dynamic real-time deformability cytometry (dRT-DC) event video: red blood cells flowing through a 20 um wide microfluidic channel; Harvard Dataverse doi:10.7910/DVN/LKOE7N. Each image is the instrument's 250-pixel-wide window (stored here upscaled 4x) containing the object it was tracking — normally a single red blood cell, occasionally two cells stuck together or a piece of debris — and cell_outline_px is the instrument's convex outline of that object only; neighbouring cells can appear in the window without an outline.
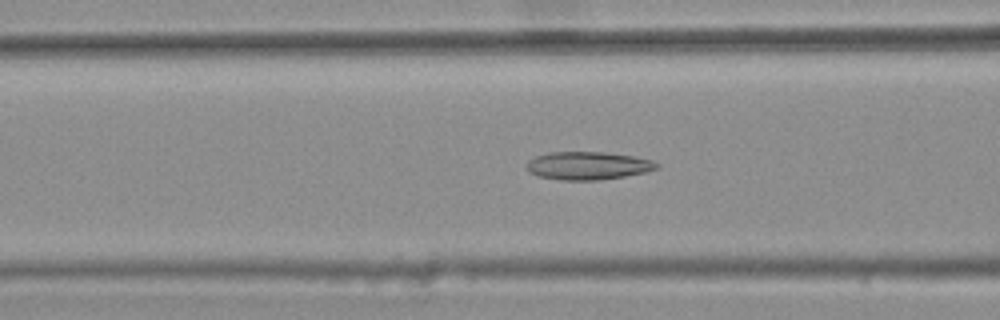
{"species": "common noctule bat (a hibernating species)", "species_latin": "Nyctalus noctula", "temperature_condition": "warm", "stored_images_in_passage": 46, "camera_frame_rate_fps": 3000, "um_per_image_px": 0.085, "animal": {"sex": "female", "body_mass_g": 25.1}, "frame": {"image": 1, "passage_image": 21, "time_ms": 6.667, "image_size_px": [1000, 320], "cell_outline_px": [[660, 168], [644, 172], [624, 176], [600, 180], [560, 180], [540, 176], [528, 172], [524, 168], [524, 164], [528, 160], [536, 156], [548, 152], [604, 152], [632, 156], [652, 160], [660, 164]], "centroid_in_image_um": [49.93, 14.08], "position_along_channel_um": 116.7, "area_um2": 21.39}}
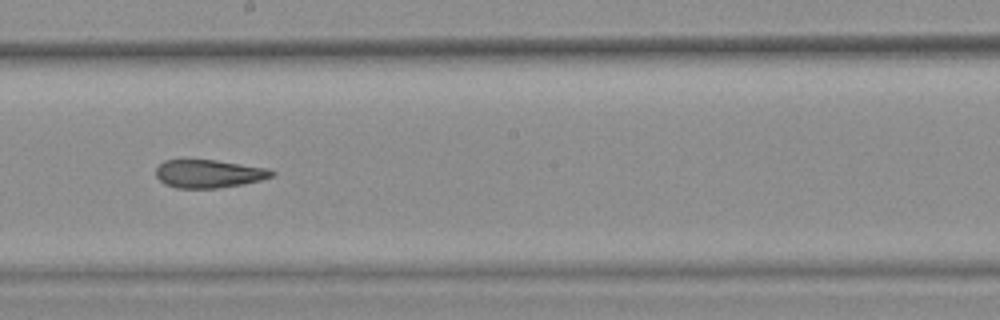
{"frame": {"image": 2, "passage_image": 30, "time_ms": 9.667, "image_size_px": [1000, 320], "cell_outline_px": [[276, 172], [272, 176], [260, 180], [244, 184], [216, 188], [176, 188], [164, 184], [156, 176], [156, 168], [164, 160], [216, 160], [268, 168]], "centroid_in_image_um": [17.74, 14.77], "position_along_channel_um": 230.5, "area_um2": 18.96}}
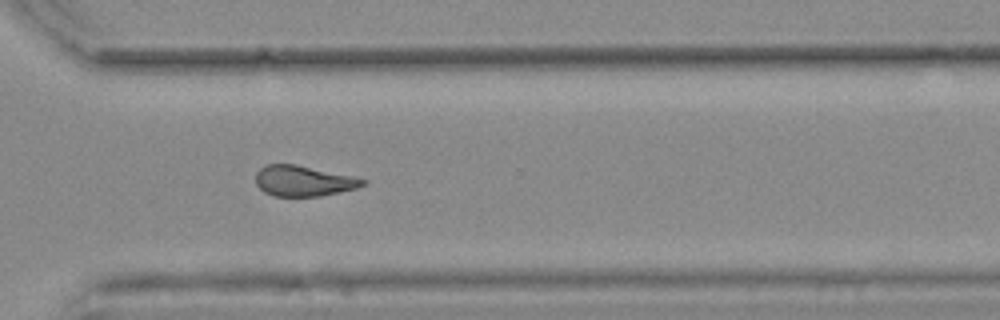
{"frame": {"image": 3, "passage_image": 39, "time_ms": 12.667, "image_size_px": [1000, 320], "cell_outline_px": [[368, 180], [364, 184], [356, 188], [320, 196], [272, 196], [264, 192], [256, 184], [256, 172], [264, 164], [296, 164], [352, 176]], "centroid_in_image_um": [25.75, 15.37], "position_along_channel_um": 344.8, "area_um2": 19.02}, "authors_computed_cell_mechanics": {"area_um2": 20.4612, "velocity_mm_per_s": 3.8054, "shape_relaxation_time_tau1_ms": null, "shape_relaxation_time_tau2_ms": 3.8626, "deformation_change_tau1": null, "deformation_change_tau2": 0.1395}}